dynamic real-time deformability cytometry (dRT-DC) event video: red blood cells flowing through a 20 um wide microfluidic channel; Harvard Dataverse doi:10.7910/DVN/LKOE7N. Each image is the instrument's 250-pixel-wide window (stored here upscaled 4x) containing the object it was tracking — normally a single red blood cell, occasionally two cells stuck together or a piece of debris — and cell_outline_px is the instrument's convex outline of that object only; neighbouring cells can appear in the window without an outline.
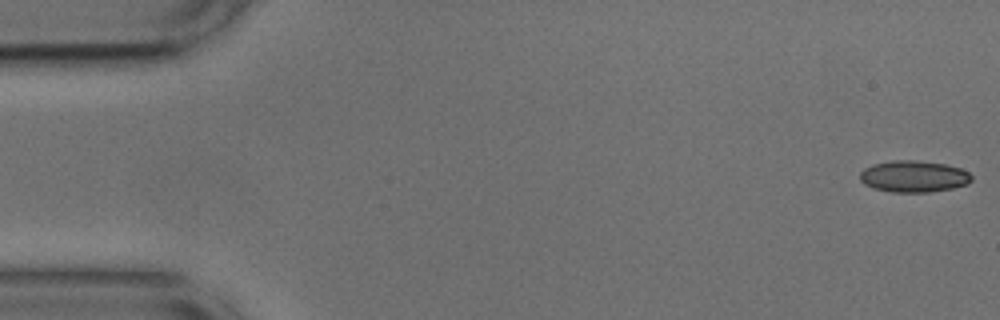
{"species": "common noctule bat (a hibernating species)", "species_latin": "Nyctalus noctula", "temperature_condition": "cold", "stored_images_in_passage": 12, "camera_frame_rate_fps": 3000, "um_per_image_px": 0.085, "animal": {"sex": "male", "body_mass_g": 17.9, "forearm_length_mm": 54.2}, "frame": {"image": 1, "passage_image": 1, "time_ms": 0.0, "image_size_px": [1000, 320], "cell_outline_px": [[972, 180], [968, 184], [952, 188], [928, 192], [892, 192], [876, 188], [864, 184], [860, 180], [860, 172], [864, 168], [872, 164], [892, 160], [916, 160], [944, 164], [960, 168], [968, 172], [972, 176]], "centroid_in_image_um": [77.66, 14.99], "position_along_channel_um": 7.3, "area_um2": 20.52}}